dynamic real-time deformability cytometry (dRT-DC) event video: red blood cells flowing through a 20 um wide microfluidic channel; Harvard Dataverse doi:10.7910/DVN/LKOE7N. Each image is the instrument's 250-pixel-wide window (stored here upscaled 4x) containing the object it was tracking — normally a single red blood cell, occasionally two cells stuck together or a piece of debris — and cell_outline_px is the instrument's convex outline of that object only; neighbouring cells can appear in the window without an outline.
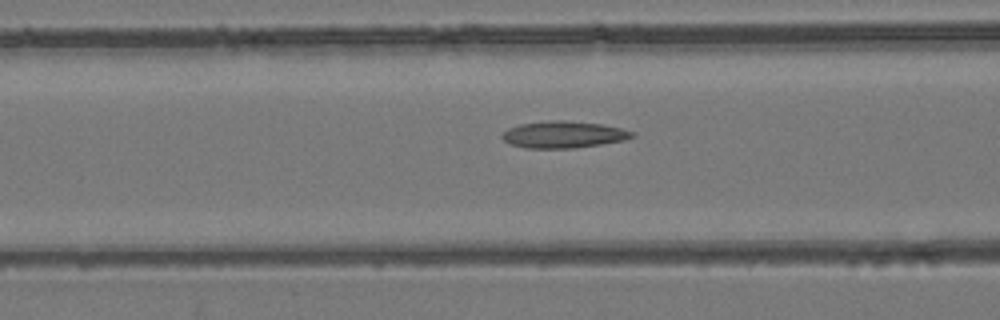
{"species": "common noctule bat (a hibernating species)", "species_latin": "Nyctalus noctula", "temperature_condition": "room temperature", "stored_images_in_passage": 48, "camera_frame_rate_fps": 3000, "um_per_image_px": 0.085, "animal": {"sex": "female", "body_mass_g": 24.6, "forearm_length_mm": 56.2}, "frame": {"image": 1, "passage_image": 16, "time_ms": 5.0, "image_size_px": [1000, 320], "cell_outline_px": [[636, 136], [624, 140], [600, 144], [572, 148], [524, 148], [508, 144], [500, 136], [508, 128], [520, 124], [548, 120], [564, 120], [600, 124], [620, 128], [636, 132]], "centroid_in_image_um": [47.88, 11.44], "position_along_channel_um": 118.7, "area_um2": 20.35}}
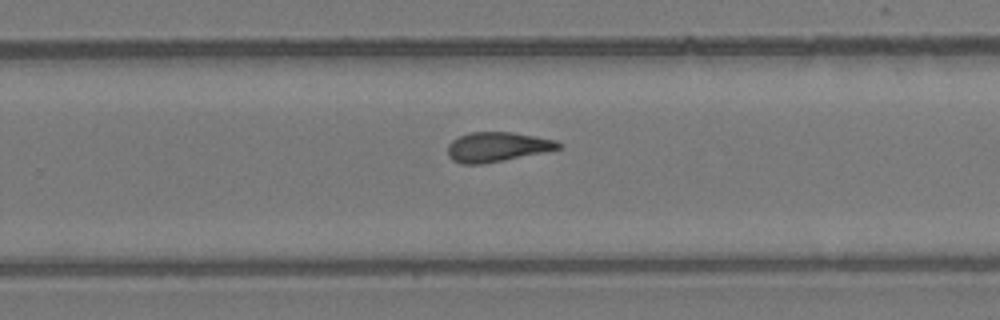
{"frame": {"image": 2, "passage_image": 29, "time_ms": 9.333, "image_size_px": [1000, 320], "cell_outline_px": [[564, 148], [484, 164], [460, 164], [452, 160], [448, 156], [448, 144], [452, 140], [468, 132], [512, 132], [556, 140], [564, 144]], "centroid_in_image_um": [42.28, 12.49], "position_along_channel_um": 287.5, "area_um2": 19.31}}
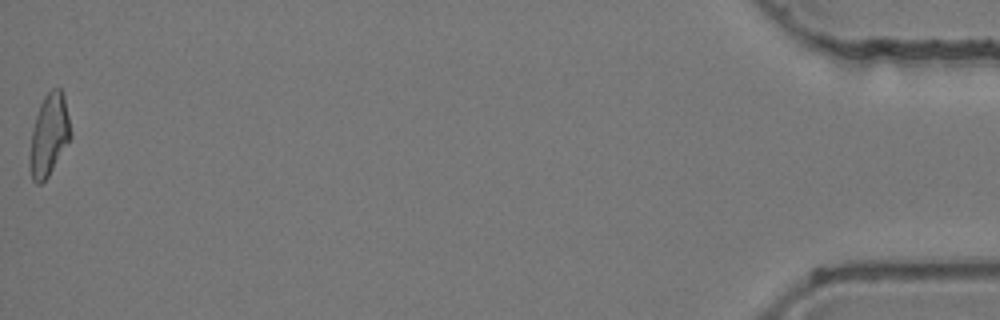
{"frame": {"image": 3, "passage_image": 48, "time_ms": 15.667, "image_size_px": [1000, 320], "cell_outline_px": [[72, 136], [48, 176], [40, 184], [36, 184], [32, 180], [28, 168], [28, 156], [32, 128], [40, 104], [44, 96], [52, 88], [60, 88], [64, 96]], "centroid_in_image_um": [4.13, 11.51], "position_along_channel_um": 431.1, "area_um2": 19.59}, "authors_computed_cell_mechanics": {"area_um2": 19.5653, "velocity_mm_per_s": 3.9077, "shape_relaxation_time_tau1_ms": null, "shape_relaxation_time_tau2_ms": 4.4417, "deformation_change_tau1": null, "deformation_change_tau2": 0.1441}}